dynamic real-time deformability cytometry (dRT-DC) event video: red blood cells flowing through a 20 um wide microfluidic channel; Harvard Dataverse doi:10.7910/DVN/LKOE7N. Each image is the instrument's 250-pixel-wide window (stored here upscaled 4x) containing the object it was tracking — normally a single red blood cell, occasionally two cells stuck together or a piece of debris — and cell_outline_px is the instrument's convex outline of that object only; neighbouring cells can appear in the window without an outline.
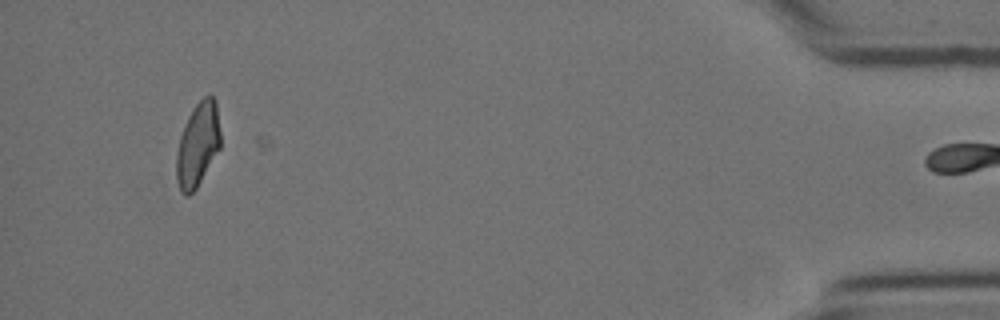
{"species": "Egyptian fruit bat (a non-hibernating species)", "species_latin": "Rousettus aegyptiacus", "temperature_condition": "cold", "stored_images_in_passage": 38, "camera_frame_rate_fps": 3000, "um_per_image_px": 0.085, "animal": {"sex": "female"}, "frame": {"image": 1, "passage_image": 37, "time_ms": 12.0, "image_size_px": [1000, 320], "cell_outline_px": [[220, 148], [196, 188], [188, 196], [184, 196], [180, 192], [176, 180], [176, 156], [180, 136], [184, 124], [188, 116], [196, 104], [204, 96], [212, 96], [216, 100], [220, 132]], "centroid_in_image_um": [16.8, 12.31], "position_along_channel_um": 418.4, "area_um2": 21.56}}